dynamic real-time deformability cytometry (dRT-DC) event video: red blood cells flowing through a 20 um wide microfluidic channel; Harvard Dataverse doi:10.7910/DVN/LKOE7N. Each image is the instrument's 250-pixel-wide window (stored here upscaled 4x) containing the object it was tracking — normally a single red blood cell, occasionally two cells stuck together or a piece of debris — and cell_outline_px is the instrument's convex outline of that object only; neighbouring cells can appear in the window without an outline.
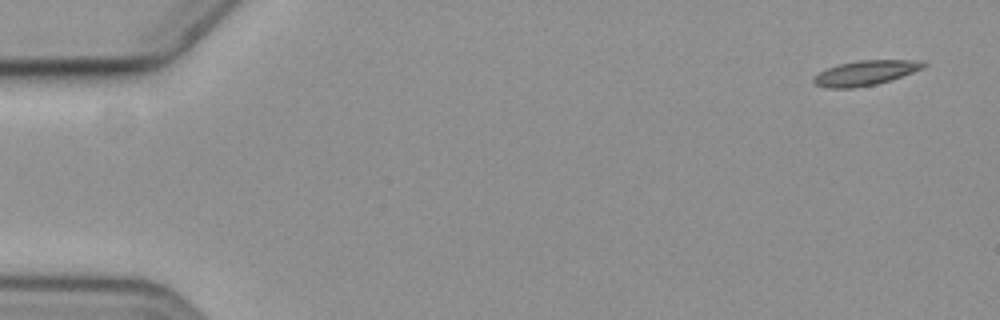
{"species": "common noctule bat (a hibernating species)", "species_latin": "Nyctalus noctula", "temperature_condition": "cold", "stored_images_in_passage": 2, "camera_frame_rate_fps": 3000, "um_per_image_px": 0.085, "animal": {"sex": "female", "body_mass_g": 19.3, "forearm_length_mm": 54.1}, "frame": {"image": 1, "passage_image": 1, "time_ms": 0.0, "image_size_px": [1000, 320], "cell_outline_px": [[928, 64], [924, 68], [876, 84], [852, 88], [828, 88], [816, 84], [812, 80], [812, 76], [828, 68], [840, 64], [860, 60], [924, 60]], "centroid_in_image_um": [73.57, 6.19], "position_along_channel_um": 11.4, "area_um2": 15.72}}